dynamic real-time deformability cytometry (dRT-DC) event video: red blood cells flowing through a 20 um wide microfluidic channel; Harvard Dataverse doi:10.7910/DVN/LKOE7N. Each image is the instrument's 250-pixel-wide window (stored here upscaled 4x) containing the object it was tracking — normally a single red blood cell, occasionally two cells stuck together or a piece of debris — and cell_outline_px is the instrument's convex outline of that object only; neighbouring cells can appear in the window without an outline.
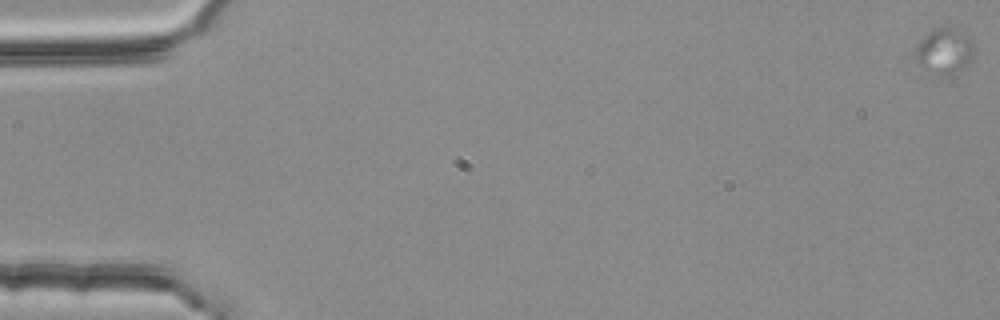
{"species": "common noctule bat (a hibernating species)", "species_latin": "Nyctalus noctula", "temperature_condition": "room temperature", "stored_images_in_passage": 4, "camera_frame_rate_fps": 3000, "um_per_image_px": 0.085, "animal": {"sex": "female", "body_mass_g": 25.1}, "frame": {"image": 1, "passage_image": 1, "time_ms": 0.0, "image_size_px": [1000, 320], "cell_outline_px": [[972, 60], [964, 68], [956, 72], [936, 76], [920, 64], [912, 56], [912, 52], [916, 44], [932, 28], [952, 28], [964, 32], [968, 36], [972, 44]], "centroid_in_image_um": [80.22, 4.34], "position_along_channel_um": 4.8, "area_um2": 15.66}}